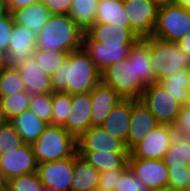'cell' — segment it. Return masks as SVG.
Returning a JSON list of instances; mask_svg holds the SVG:
<instances>
[{
    "instance_id": "obj_1",
    "label": "cell",
    "mask_w": 190,
    "mask_h": 191,
    "mask_svg": "<svg viewBox=\"0 0 190 191\" xmlns=\"http://www.w3.org/2000/svg\"><path fill=\"white\" fill-rule=\"evenodd\" d=\"M101 82V72L83 48L69 53L60 69L52 75V93L70 95L91 92Z\"/></svg>"
},
{
    "instance_id": "obj_2",
    "label": "cell",
    "mask_w": 190,
    "mask_h": 191,
    "mask_svg": "<svg viewBox=\"0 0 190 191\" xmlns=\"http://www.w3.org/2000/svg\"><path fill=\"white\" fill-rule=\"evenodd\" d=\"M84 31L69 15L52 14L37 34L36 51H64L70 53L82 48Z\"/></svg>"
},
{
    "instance_id": "obj_3",
    "label": "cell",
    "mask_w": 190,
    "mask_h": 191,
    "mask_svg": "<svg viewBox=\"0 0 190 191\" xmlns=\"http://www.w3.org/2000/svg\"><path fill=\"white\" fill-rule=\"evenodd\" d=\"M32 148L38 164L62 160L77 153V138L62 126L49 124Z\"/></svg>"
},
{
    "instance_id": "obj_4",
    "label": "cell",
    "mask_w": 190,
    "mask_h": 191,
    "mask_svg": "<svg viewBox=\"0 0 190 191\" xmlns=\"http://www.w3.org/2000/svg\"><path fill=\"white\" fill-rule=\"evenodd\" d=\"M150 55L157 83L175 72L188 69L190 55L181 50L177 42L150 37Z\"/></svg>"
},
{
    "instance_id": "obj_5",
    "label": "cell",
    "mask_w": 190,
    "mask_h": 191,
    "mask_svg": "<svg viewBox=\"0 0 190 191\" xmlns=\"http://www.w3.org/2000/svg\"><path fill=\"white\" fill-rule=\"evenodd\" d=\"M101 82L111 87L122 99L140 100L147 87L136 76L133 61L119 60L101 73Z\"/></svg>"
},
{
    "instance_id": "obj_6",
    "label": "cell",
    "mask_w": 190,
    "mask_h": 191,
    "mask_svg": "<svg viewBox=\"0 0 190 191\" xmlns=\"http://www.w3.org/2000/svg\"><path fill=\"white\" fill-rule=\"evenodd\" d=\"M189 32V10L176 4L159 7L152 37L178 43Z\"/></svg>"
},
{
    "instance_id": "obj_7",
    "label": "cell",
    "mask_w": 190,
    "mask_h": 191,
    "mask_svg": "<svg viewBox=\"0 0 190 191\" xmlns=\"http://www.w3.org/2000/svg\"><path fill=\"white\" fill-rule=\"evenodd\" d=\"M140 100L159 124L171 126L175 124L181 105L161 85L153 83L147 86Z\"/></svg>"
},
{
    "instance_id": "obj_8",
    "label": "cell",
    "mask_w": 190,
    "mask_h": 191,
    "mask_svg": "<svg viewBox=\"0 0 190 191\" xmlns=\"http://www.w3.org/2000/svg\"><path fill=\"white\" fill-rule=\"evenodd\" d=\"M130 28L139 39L151 37L159 7L152 0H123Z\"/></svg>"
},
{
    "instance_id": "obj_9",
    "label": "cell",
    "mask_w": 190,
    "mask_h": 191,
    "mask_svg": "<svg viewBox=\"0 0 190 191\" xmlns=\"http://www.w3.org/2000/svg\"><path fill=\"white\" fill-rule=\"evenodd\" d=\"M37 167L32 145L12 147L11 150L0 155V174L5 182L21 175L37 172Z\"/></svg>"
},
{
    "instance_id": "obj_10",
    "label": "cell",
    "mask_w": 190,
    "mask_h": 191,
    "mask_svg": "<svg viewBox=\"0 0 190 191\" xmlns=\"http://www.w3.org/2000/svg\"><path fill=\"white\" fill-rule=\"evenodd\" d=\"M36 48L37 34L14 22L8 50L4 54L5 66L17 67L27 59L33 58Z\"/></svg>"
},
{
    "instance_id": "obj_11",
    "label": "cell",
    "mask_w": 190,
    "mask_h": 191,
    "mask_svg": "<svg viewBox=\"0 0 190 191\" xmlns=\"http://www.w3.org/2000/svg\"><path fill=\"white\" fill-rule=\"evenodd\" d=\"M74 156L38 164L37 174L46 189L72 191Z\"/></svg>"
},
{
    "instance_id": "obj_12",
    "label": "cell",
    "mask_w": 190,
    "mask_h": 191,
    "mask_svg": "<svg viewBox=\"0 0 190 191\" xmlns=\"http://www.w3.org/2000/svg\"><path fill=\"white\" fill-rule=\"evenodd\" d=\"M174 137L173 126L159 124L129 151V157L163 159Z\"/></svg>"
},
{
    "instance_id": "obj_13",
    "label": "cell",
    "mask_w": 190,
    "mask_h": 191,
    "mask_svg": "<svg viewBox=\"0 0 190 191\" xmlns=\"http://www.w3.org/2000/svg\"><path fill=\"white\" fill-rule=\"evenodd\" d=\"M128 167L150 191L169 185L168 167L163 159L129 157Z\"/></svg>"
},
{
    "instance_id": "obj_14",
    "label": "cell",
    "mask_w": 190,
    "mask_h": 191,
    "mask_svg": "<svg viewBox=\"0 0 190 191\" xmlns=\"http://www.w3.org/2000/svg\"><path fill=\"white\" fill-rule=\"evenodd\" d=\"M71 108L62 126L67 132L78 138L92 127L91 119V92L71 95Z\"/></svg>"
},
{
    "instance_id": "obj_15",
    "label": "cell",
    "mask_w": 190,
    "mask_h": 191,
    "mask_svg": "<svg viewBox=\"0 0 190 191\" xmlns=\"http://www.w3.org/2000/svg\"><path fill=\"white\" fill-rule=\"evenodd\" d=\"M77 151L129 153L120 139L111 136L100 126L89 128L77 138Z\"/></svg>"
},
{
    "instance_id": "obj_16",
    "label": "cell",
    "mask_w": 190,
    "mask_h": 191,
    "mask_svg": "<svg viewBox=\"0 0 190 191\" xmlns=\"http://www.w3.org/2000/svg\"><path fill=\"white\" fill-rule=\"evenodd\" d=\"M132 46L104 45L93 41L85 32L82 39V48L102 73L110 64L128 57Z\"/></svg>"
},
{
    "instance_id": "obj_17",
    "label": "cell",
    "mask_w": 190,
    "mask_h": 191,
    "mask_svg": "<svg viewBox=\"0 0 190 191\" xmlns=\"http://www.w3.org/2000/svg\"><path fill=\"white\" fill-rule=\"evenodd\" d=\"M159 123L141 100H132V114L127 137V149L130 151L136 144L146 138Z\"/></svg>"
},
{
    "instance_id": "obj_18",
    "label": "cell",
    "mask_w": 190,
    "mask_h": 191,
    "mask_svg": "<svg viewBox=\"0 0 190 191\" xmlns=\"http://www.w3.org/2000/svg\"><path fill=\"white\" fill-rule=\"evenodd\" d=\"M85 33L104 45L132 46L139 39L131 28L106 23H95Z\"/></svg>"
},
{
    "instance_id": "obj_19",
    "label": "cell",
    "mask_w": 190,
    "mask_h": 191,
    "mask_svg": "<svg viewBox=\"0 0 190 191\" xmlns=\"http://www.w3.org/2000/svg\"><path fill=\"white\" fill-rule=\"evenodd\" d=\"M131 114L132 99H122L100 125L111 136L120 139L126 145V148Z\"/></svg>"
},
{
    "instance_id": "obj_20",
    "label": "cell",
    "mask_w": 190,
    "mask_h": 191,
    "mask_svg": "<svg viewBox=\"0 0 190 191\" xmlns=\"http://www.w3.org/2000/svg\"><path fill=\"white\" fill-rule=\"evenodd\" d=\"M16 69L30 95L52 93V77L39 68L34 57L24 61Z\"/></svg>"
},
{
    "instance_id": "obj_21",
    "label": "cell",
    "mask_w": 190,
    "mask_h": 191,
    "mask_svg": "<svg viewBox=\"0 0 190 191\" xmlns=\"http://www.w3.org/2000/svg\"><path fill=\"white\" fill-rule=\"evenodd\" d=\"M127 59L128 61H133L136 76L146 86L157 83L150 55V37L138 39L132 45Z\"/></svg>"
},
{
    "instance_id": "obj_22",
    "label": "cell",
    "mask_w": 190,
    "mask_h": 191,
    "mask_svg": "<svg viewBox=\"0 0 190 191\" xmlns=\"http://www.w3.org/2000/svg\"><path fill=\"white\" fill-rule=\"evenodd\" d=\"M120 100L122 98L111 87L102 82L96 85L91 91L92 127L100 126Z\"/></svg>"
},
{
    "instance_id": "obj_23",
    "label": "cell",
    "mask_w": 190,
    "mask_h": 191,
    "mask_svg": "<svg viewBox=\"0 0 190 191\" xmlns=\"http://www.w3.org/2000/svg\"><path fill=\"white\" fill-rule=\"evenodd\" d=\"M10 122L27 145H33L49 125L30 110L15 116Z\"/></svg>"
},
{
    "instance_id": "obj_24",
    "label": "cell",
    "mask_w": 190,
    "mask_h": 191,
    "mask_svg": "<svg viewBox=\"0 0 190 191\" xmlns=\"http://www.w3.org/2000/svg\"><path fill=\"white\" fill-rule=\"evenodd\" d=\"M51 15L42 1L12 12L15 23L31 29L36 34L45 26Z\"/></svg>"
},
{
    "instance_id": "obj_25",
    "label": "cell",
    "mask_w": 190,
    "mask_h": 191,
    "mask_svg": "<svg viewBox=\"0 0 190 191\" xmlns=\"http://www.w3.org/2000/svg\"><path fill=\"white\" fill-rule=\"evenodd\" d=\"M72 175V191H93L98 188L100 172L78 153L74 155Z\"/></svg>"
},
{
    "instance_id": "obj_26",
    "label": "cell",
    "mask_w": 190,
    "mask_h": 191,
    "mask_svg": "<svg viewBox=\"0 0 190 191\" xmlns=\"http://www.w3.org/2000/svg\"><path fill=\"white\" fill-rule=\"evenodd\" d=\"M77 153L100 173L107 170L128 168L129 153L100 151H77Z\"/></svg>"
},
{
    "instance_id": "obj_27",
    "label": "cell",
    "mask_w": 190,
    "mask_h": 191,
    "mask_svg": "<svg viewBox=\"0 0 190 191\" xmlns=\"http://www.w3.org/2000/svg\"><path fill=\"white\" fill-rule=\"evenodd\" d=\"M95 23H106L130 28V21L123 6V0H99Z\"/></svg>"
},
{
    "instance_id": "obj_28",
    "label": "cell",
    "mask_w": 190,
    "mask_h": 191,
    "mask_svg": "<svg viewBox=\"0 0 190 191\" xmlns=\"http://www.w3.org/2000/svg\"><path fill=\"white\" fill-rule=\"evenodd\" d=\"M158 84L170 92L181 106L189 102L190 74L188 69L177 71L173 75L161 79Z\"/></svg>"
},
{
    "instance_id": "obj_29",
    "label": "cell",
    "mask_w": 190,
    "mask_h": 191,
    "mask_svg": "<svg viewBox=\"0 0 190 191\" xmlns=\"http://www.w3.org/2000/svg\"><path fill=\"white\" fill-rule=\"evenodd\" d=\"M99 0H72L69 17L84 32L95 24Z\"/></svg>"
},
{
    "instance_id": "obj_30",
    "label": "cell",
    "mask_w": 190,
    "mask_h": 191,
    "mask_svg": "<svg viewBox=\"0 0 190 191\" xmlns=\"http://www.w3.org/2000/svg\"><path fill=\"white\" fill-rule=\"evenodd\" d=\"M167 167H181L190 164V139L175 136L163 157Z\"/></svg>"
},
{
    "instance_id": "obj_31",
    "label": "cell",
    "mask_w": 190,
    "mask_h": 191,
    "mask_svg": "<svg viewBox=\"0 0 190 191\" xmlns=\"http://www.w3.org/2000/svg\"><path fill=\"white\" fill-rule=\"evenodd\" d=\"M31 95L24 91L22 93H13L0 98V108L10 121L15 116L29 110Z\"/></svg>"
},
{
    "instance_id": "obj_32",
    "label": "cell",
    "mask_w": 190,
    "mask_h": 191,
    "mask_svg": "<svg viewBox=\"0 0 190 191\" xmlns=\"http://www.w3.org/2000/svg\"><path fill=\"white\" fill-rule=\"evenodd\" d=\"M69 53L64 51H35L34 58L40 69L52 77L68 58Z\"/></svg>"
},
{
    "instance_id": "obj_33",
    "label": "cell",
    "mask_w": 190,
    "mask_h": 191,
    "mask_svg": "<svg viewBox=\"0 0 190 191\" xmlns=\"http://www.w3.org/2000/svg\"><path fill=\"white\" fill-rule=\"evenodd\" d=\"M26 91L24 82L16 67H5L0 73V98Z\"/></svg>"
},
{
    "instance_id": "obj_34",
    "label": "cell",
    "mask_w": 190,
    "mask_h": 191,
    "mask_svg": "<svg viewBox=\"0 0 190 191\" xmlns=\"http://www.w3.org/2000/svg\"><path fill=\"white\" fill-rule=\"evenodd\" d=\"M71 105V95L69 93H52L51 125L63 126L66 123Z\"/></svg>"
},
{
    "instance_id": "obj_35",
    "label": "cell",
    "mask_w": 190,
    "mask_h": 191,
    "mask_svg": "<svg viewBox=\"0 0 190 191\" xmlns=\"http://www.w3.org/2000/svg\"><path fill=\"white\" fill-rule=\"evenodd\" d=\"M29 110L37 117L51 125L52 120V93L31 95Z\"/></svg>"
},
{
    "instance_id": "obj_36",
    "label": "cell",
    "mask_w": 190,
    "mask_h": 191,
    "mask_svg": "<svg viewBox=\"0 0 190 191\" xmlns=\"http://www.w3.org/2000/svg\"><path fill=\"white\" fill-rule=\"evenodd\" d=\"M37 172L15 177L6 182L7 191H43Z\"/></svg>"
},
{
    "instance_id": "obj_37",
    "label": "cell",
    "mask_w": 190,
    "mask_h": 191,
    "mask_svg": "<svg viewBox=\"0 0 190 191\" xmlns=\"http://www.w3.org/2000/svg\"><path fill=\"white\" fill-rule=\"evenodd\" d=\"M22 145H24V141L10 121L0 128V155L11 150L12 147Z\"/></svg>"
},
{
    "instance_id": "obj_38",
    "label": "cell",
    "mask_w": 190,
    "mask_h": 191,
    "mask_svg": "<svg viewBox=\"0 0 190 191\" xmlns=\"http://www.w3.org/2000/svg\"><path fill=\"white\" fill-rule=\"evenodd\" d=\"M114 191H150L128 167L118 178Z\"/></svg>"
},
{
    "instance_id": "obj_39",
    "label": "cell",
    "mask_w": 190,
    "mask_h": 191,
    "mask_svg": "<svg viewBox=\"0 0 190 191\" xmlns=\"http://www.w3.org/2000/svg\"><path fill=\"white\" fill-rule=\"evenodd\" d=\"M170 187L187 190L190 182V167L183 165L181 167H168Z\"/></svg>"
},
{
    "instance_id": "obj_40",
    "label": "cell",
    "mask_w": 190,
    "mask_h": 191,
    "mask_svg": "<svg viewBox=\"0 0 190 191\" xmlns=\"http://www.w3.org/2000/svg\"><path fill=\"white\" fill-rule=\"evenodd\" d=\"M175 136L182 139H190V100L181 106L180 113L173 125Z\"/></svg>"
},
{
    "instance_id": "obj_41",
    "label": "cell",
    "mask_w": 190,
    "mask_h": 191,
    "mask_svg": "<svg viewBox=\"0 0 190 191\" xmlns=\"http://www.w3.org/2000/svg\"><path fill=\"white\" fill-rule=\"evenodd\" d=\"M14 19L12 13L6 12L0 17V53L5 54L12 36Z\"/></svg>"
},
{
    "instance_id": "obj_42",
    "label": "cell",
    "mask_w": 190,
    "mask_h": 191,
    "mask_svg": "<svg viewBox=\"0 0 190 191\" xmlns=\"http://www.w3.org/2000/svg\"><path fill=\"white\" fill-rule=\"evenodd\" d=\"M126 169H113L100 173L98 188L103 191H114L119 176Z\"/></svg>"
},
{
    "instance_id": "obj_43",
    "label": "cell",
    "mask_w": 190,
    "mask_h": 191,
    "mask_svg": "<svg viewBox=\"0 0 190 191\" xmlns=\"http://www.w3.org/2000/svg\"><path fill=\"white\" fill-rule=\"evenodd\" d=\"M42 2L51 14L56 15H68L72 4V0H42Z\"/></svg>"
},
{
    "instance_id": "obj_44",
    "label": "cell",
    "mask_w": 190,
    "mask_h": 191,
    "mask_svg": "<svg viewBox=\"0 0 190 191\" xmlns=\"http://www.w3.org/2000/svg\"><path fill=\"white\" fill-rule=\"evenodd\" d=\"M42 0H5L6 11L12 13L15 10L41 2Z\"/></svg>"
},
{
    "instance_id": "obj_45",
    "label": "cell",
    "mask_w": 190,
    "mask_h": 191,
    "mask_svg": "<svg viewBox=\"0 0 190 191\" xmlns=\"http://www.w3.org/2000/svg\"><path fill=\"white\" fill-rule=\"evenodd\" d=\"M179 47L185 53L187 52L190 55V32L187 33L179 42Z\"/></svg>"
},
{
    "instance_id": "obj_46",
    "label": "cell",
    "mask_w": 190,
    "mask_h": 191,
    "mask_svg": "<svg viewBox=\"0 0 190 191\" xmlns=\"http://www.w3.org/2000/svg\"><path fill=\"white\" fill-rule=\"evenodd\" d=\"M158 7L173 5L176 0H152Z\"/></svg>"
},
{
    "instance_id": "obj_47",
    "label": "cell",
    "mask_w": 190,
    "mask_h": 191,
    "mask_svg": "<svg viewBox=\"0 0 190 191\" xmlns=\"http://www.w3.org/2000/svg\"><path fill=\"white\" fill-rule=\"evenodd\" d=\"M176 5H180L190 11V0H176Z\"/></svg>"
},
{
    "instance_id": "obj_48",
    "label": "cell",
    "mask_w": 190,
    "mask_h": 191,
    "mask_svg": "<svg viewBox=\"0 0 190 191\" xmlns=\"http://www.w3.org/2000/svg\"><path fill=\"white\" fill-rule=\"evenodd\" d=\"M7 122H9V120L6 118V115L0 108V128L4 126Z\"/></svg>"
},
{
    "instance_id": "obj_49",
    "label": "cell",
    "mask_w": 190,
    "mask_h": 191,
    "mask_svg": "<svg viewBox=\"0 0 190 191\" xmlns=\"http://www.w3.org/2000/svg\"><path fill=\"white\" fill-rule=\"evenodd\" d=\"M153 191H187V190H181V189H176L170 186L162 187L161 189H156Z\"/></svg>"
},
{
    "instance_id": "obj_50",
    "label": "cell",
    "mask_w": 190,
    "mask_h": 191,
    "mask_svg": "<svg viewBox=\"0 0 190 191\" xmlns=\"http://www.w3.org/2000/svg\"><path fill=\"white\" fill-rule=\"evenodd\" d=\"M5 0H0V17L6 13Z\"/></svg>"
},
{
    "instance_id": "obj_51",
    "label": "cell",
    "mask_w": 190,
    "mask_h": 191,
    "mask_svg": "<svg viewBox=\"0 0 190 191\" xmlns=\"http://www.w3.org/2000/svg\"><path fill=\"white\" fill-rule=\"evenodd\" d=\"M6 189V182L0 174V191H4Z\"/></svg>"
},
{
    "instance_id": "obj_52",
    "label": "cell",
    "mask_w": 190,
    "mask_h": 191,
    "mask_svg": "<svg viewBox=\"0 0 190 191\" xmlns=\"http://www.w3.org/2000/svg\"><path fill=\"white\" fill-rule=\"evenodd\" d=\"M5 64H4V55L0 53V73L3 71V69L5 68Z\"/></svg>"
},
{
    "instance_id": "obj_53",
    "label": "cell",
    "mask_w": 190,
    "mask_h": 191,
    "mask_svg": "<svg viewBox=\"0 0 190 191\" xmlns=\"http://www.w3.org/2000/svg\"><path fill=\"white\" fill-rule=\"evenodd\" d=\"M43 191H56V190L44 188Z\"/></svg>"
},
{
    "instance_id": "obj_54",
    "label": "cell",
    "mask_w": 190,
    "mask_h": 191,
    "mask_svg": "<svg viewBox=\"0 0 190 191\" xmlns=\"http://www.w3.org/2000/svg\"><path fill=\"white\" fill-rule=\"evenodd\" d=\"M93 191H103V190H101V189L97 188V189H95V190H93Z\"/></svg>"
},
{
    "instance_id": "obj_55",
    "label": "cell",
    "mask_w": 190,
    "mask_h": 191,
    "mask_svg": "<svg viewBox=\"0 0 190 191\" xmlns=\"http://www.w3.org/2000/svg\"><path fill=\"white\" fill-rule=\"evenodd\" d=\"M187 191H190V182H189V186H188V188H187Z\"/></svg>"
}]
</instances>
